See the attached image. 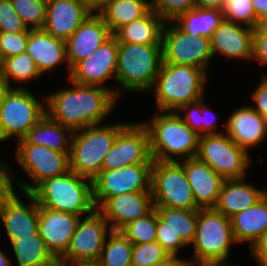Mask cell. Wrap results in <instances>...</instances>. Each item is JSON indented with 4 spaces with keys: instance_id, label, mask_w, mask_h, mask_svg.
Here are the masks:
<instances>
[{
    "instance_id": "obj_1",
    "label": "cell",
    "mask_w": 267,
    "mask_h": 266,
    "mask_svg": "<svg viewBox=\"0 0 267 266\" xmlns=\"http://www.w3.org/2000/svg\"><path fill=\"white\" fill-rule=\"evenodd\" d=\"M66 86L46 96V114L73 132L105 123L117 107L118 97L100 86L79 85L67 79Z\"/></svg>"
},
{
    "instance_id": "obj_2",
    "label": "cell",
    "mask_w": 267,
    "mask_h": 266,
    "mask_svg": "<svg viewBox=\"0 0 267 266\" xmlns=\"http://www.w3.org/2000/svg\"><path fill=\"white\" fill-rule=\"evenodd\" d=\"M151 118L141 123L148 131L154 161L181 162L196 157L200 136L182 120L176 111L156 110Z\"/></svg>"
},
{
    "instance_id": "obj_3",
    "label": "cell",
    "mask_w": 267,
    "mask_h": 266,
    "mask_svg": "<svg viewBox=\"0 0 267 266\" xmlns=\"http://www.w3.org/2000/svg\"><path fill=\"white\" fill-rule=\"evenodd\" d=\"M208 72L190 65L162 63L154 86L157 111H177L181 106L195 102L206 94Z\"/></svg>"
},
{
    "instance_id": "obj_4",
    "label": "cell",
    "mask_w": 267,
    "mask_h": 266,
    "mask_svg": "<svg viewBox=\"0 0 267 266\" xmlns=\"http://www.w3.org/2000/svg\"><path fill=\"white\" fill-rule=\"evenodd\" d=\"M162 63L161 44L118 42L116 80L119 84L114 87L115 95L121 98L122 92L149 93Z\"/></svg>"
},
{
    "instance_id": "obj_5",
    "label": "cell",
    "mask_w": 267,
    "mask_h": 266,
    "mask_svg": "<svg viewBox=\"0 0 267 266\" xmlns=\"http://www.w3.org/2000/svg\"><path fill=\"white\" fill-rule=\"evenodd\" d=\"M30 193L38 205L55 211L84 217L96 209L92 180L71 170L61 176L44 179Z\"/></svg>"
},
{
    "instance_id": "obj_6",
    "label": "cell",
    "mask_w": 267,
    "mask_h": 266,
    "mask_svg": "<svg viewBox=\"0 0 267 266\" xmlns=\"http://www.w3.org/2000/svg\"><path fill=\"white\" fill-rule=\"evenodd\" d=\"M129 122L98 124L73 132L70 147V170L93 180L102 170L103 160L118 133Z\"/></svg>"
},
{
    "instance_id": "obj_7",
    "label": "cell",
    "mask_w": 267,
    "mask_h": 266,
    "mask_svg": "<svg viewBox=\"0 0 267 266\" xmlns=\"http://www.w3.org/2000/svg\"><path fill=\"white\" fill-rule=\"evenodd\" d=\"M193 245L194 256L188 258L197 263H225L231 256V246L238 245L232 232L231 218L214 208L199 209Z\"/></svg>"
},
{
    "instance_id": "obj_8",
    "label": "cell",
    "mask_w": 267,
    "mask_h": 266,
    "mask_svg": "<svg viewBox=\"0 0 267 266\" xmlns=\"http://www.w3.org/2000/svg\"><path fill=\"white\" fill-rule=\"evenodd\" d=\"M19 168L25 172L32 183L23 182L15 170L8 164V179L10 188H17L20 192H31L44 179L61 176L70 171L69 155L42 145L17 144L14 149Z\"/></svg>"
},
{
    "instance_id": "obj_9",
    "label": "cell",
    "mask_w": 267,
    "mask_h": 266,
    "mask_svg": "<svg viewBox=\"0 0 267 266\" xmlns=\"http://www.w3.org/2000/svg\"><path fill=\"white\" fill-rule=\"evenodd\" d=\"M38 98L27 87H12L0 106L2 143L22 139L46 115V96Z\"/></svg>"
},
{
    "instance_id": "obj_10",
    "label": "cell",
    "mask_w": 267,
    "mask_h": 266,
    "mask_svg": "<svg viewBox=\"0 0 267 266\" xmlns=\"http://www.w3.org/2000/svg\"><path fill=\"white\" fill-rule=\"evenodd\" d=\"M250 155L225 132L199 137L196 158L225 180L247 177V171L253 163Z\"/></svg>"
},
{
    "instance_id": "obj_11",
    "label": "cell",
    "mask_w": 267,
    "mask_h": 266,
    "mask_svg": "<svg viewBox=\"0 0 267 266\" xmlns=\"http://www.w3.org/2000/svg\"><path fill=\"white\" fill-rule=\"evenodd\" d=\"M151 194L154 207L199 210L179 162L153 161L151 168Z\"/></svg>"
},
{
    "instance_id": "obj_12",
    "label": "cell",
    "mask_w": 267,
    "mask_h": 266,
    "mask_svg": "<svg viewBox=\"0 0 267 266\" xmlns=\"http://www.w3.org/2000/svg\"><path fill=\"white\" fill-rule=\"evenodd\" d=\"M162 56L167 64L190 65L205 69L213 60L210 38L193 37L182 31L173 21L165 22L162 32Z\"/></svg>"
},
{
    "instance_id": "obj_13",
    "label": "cell",
    "mask_w": 267,
    "mask_h": 266,
    "mask_svg": "<svg viewBox=\"0 0 267 266\" xmlns=\"http://www.w3.org/2000/svg\"><path fill=\"white\" fill-rule=\"evenodd\" d=\"M153 163H139L113 170H101L92 180L93 202L98 209L109 197L151 191Z\"/></svg>"
},
{
    "instance_id": "obj_14",
    "label": "cell",
    "mask_w": 267,
    "mask_h": 266,
    "mask_svg": "<svg viewBox=\"0 0 267 266\" xmlns=\"http://www.w3.org/2000/svg\"><path fill=\"white\" fill-rule=\"evenodd\" d=\"M111 231L110 225L97 209L91 214L81 217L69 248L58 260V264L97 261Z\"/></svg>"
},
{
    "instance_id": "obj_15",
    "label": "cell",
    "mask_w": 267,
    "mask_h": 266,
    "mask_svg": "<svg viewBox=\"0 0 267 266\" xmlns=\"http://www.w3.org/2000/svg\"><path fill=\"white\" fill-rule=\"evenodd\" d=\"M149 135L141 122H129L117 135L112 148L103 160L102 170L153 163Z\"/></svg>"
},
{
    "instance_id": "obj_16",
    "label": "cell",
    "mask_w": 267,
    "mask_h": 266,
    "mask_svg": "<svg viewBox=\"0 0 267 266\" xmlns=\"http://www.w3.org/2000/svg\"><path fill=\"white\" fill-rule=\"evenodd\" d=\"M10 188L0 199V223L5 228L9 243L17 237H31L38 232V204L30 192H21L27 197L23 202L18 190Z\"/></svg>"
},
{
    "instance_id": "obj_17",
    "label": "cell",
    "mask_w": 267,
    "mask_h": 266,
    "mask_svg": "<svg viewBox=\"0 0 267 266\" xmlns=\"http://www.w3.org/2000/svg\"><path fill=\"white\" fill-rule=\"evenodd\" d=\"M117 57L118 40L112 35L90 57L71 69L69 80L79 85L100 86L115 94V88L107 86V82L113 78L116 80Z\"/></svg>"
},
{
    "instance_id": "obj_18",
    "label": "cell",
    "mask_w": 267,
    "mask_h": 266,
    "mask_svg": "<svg viewBox=\"0 0 267 266\" xmlns=\"http://www.w3.org/2000/svg\"><path fill=\"white\" fill-rule=\"evenodd\" d=\"M80 216L38 205V233L47 250L58 261L67 251Z\"/></svg>"
},
{
    "instance_id": "obj_19",
    "label": "cell",
    "mask_w": 267,
    "mask_h": 266,
    "mask_svg": "<svg viewBox=\"0 0 267 266\" xmlns=\"http://www.w3.org/2000/svg\"><path fill=\"white\" fill-rule=\"evenodd\" d=\"M222 125L225 132L237 145L248 154L267 138V121L250 105H243L234 110Z\"/></svg>"
},
{
    "instance_id": "obj_20",
    "label": "cell",
    "mask_w": 267,
    "mask_h": 266,
    "mask_svg": "<svg viewBox=\"0 0 267 266\" xmlns=\"http://www.w3.org/2000/svg\"><path fill=\"white\" fill-rule=\"evenodd\" d=\"M154 209L151 191L132 192L109 197L97 210L112 230L144 217Z\"/></svg>"
},
{
    "instance_id": "obj_21",
    "label": "cell",
    "mask_w": 267,
    "mask_h": 266,
    "mask_svg": "<svg viewBox=\"0 0 267 266\" xmlns=\"http://www.w3.org/2000/svg\"><path fill=\"white\" fill-rule=\"evenodd\" d=\"M113 34L99 14H90L66 42V59L70 70L91 54Z\"/></svg>"
},
{
    "instance_id": "obj_22",
    "label": "cell",
    "mask_w": 267,
    "mask_h": 266,
    "mask_svg": "<svg viewBox=\"0 0 267 266\" xmlns=\"http://www.w3.org/2000/svg\"><path fill=\"white\" fill-rule=\"evenodd\" d=\"M253 32L254 28L223 20L210 38L213 59L220 54L231 60H251Z\"/></svg>"
},
{
    "instance_id": "obj_23",
    "label": "cell",
    "mask_w": 267,
    "mask_h": 266,
    "mask_svg": "<svg viewBox=\"0 0 267 266\" xmlns=\"http://www.w3.org/2000/svg\"><path fill=\"white\" fill-rule=\"evenodd\" d=\"M26 52L35 61L42 76L47 72H53L62 64L67 68L66 79H69L71 70L66 59L65 40L52 36L44 29H29Z\"/></svg>"
},
{
    "instance_id": "obj_24",
    "label": "cell",
    "mask_w": 267,
    "mask_h": 266,
    "mask_svg": "<svg viewBox=\"0 0 267 266\" xmlns=\"http://www.w3.org/2000/svg\"><path fill=\"white\" fill-rule=\"evenodd\" d=\"M179 163L184 167L198 207L200 209L214 208L225 179L196 157Z\"/></svg>"
},
{
    "instance_id": "obj_25",
    "label": "cell",
    "mask_w": 267,
    "mask_h": 266,
    "mask_svg": "<svg viewBox=\"0 0 267 266\" xmlns=\"http://www.w3.org/2000/svg\"><path fill=\"white\" fill-rule=\"evenodd\" d=\"M90 14L79 0H47L43 29L66 41Z\"/></svg>"
},
{
    "instance_id": "obj_26",
    "label": "cell",
    "mask_w": 267,
    "mask_h": 266,
    "mask_svg": "<svg viewBox=\"0 0 267 266\" xmlns=\"http://www.w3.org/2000/svg\"><path fill=\"white\" fill-rule=\"evenodd\" d=\"M247 177L226 179L214 209L231 218L235 214L253 206L266 193L267 188L260 189L246 182Z\"/></svg>"
},
{
    "instance_id": "obj_27",
    "label": "cell",
    "mask_w": 267,
    "mask_h": 266,
    "mask_svg": "<svg viewBox=\"0 0 267 266\" xmlns=\"http://www.w3.org/2000/svg\"><path fill=\"white\" fill-rule=\"evenodd\" d=\"M232 232L237 244L254 243L267 230V193L253 206L231 217Z\"/></svg>"
},
{
    "instance_id": "obj_28",
    "label": "cell",
    "mask_w": 267,
    "mask_h": 266,
    "mask_svg": "<svg viewBox=\"0 0 267 266\" xmlns=\"http://www.w3.org/2000/svg\"><path fill=\"white\" fill-rule=\"evenodd\" d=\"M73 131L52 120L47 114L16 144L42 145L52 150L70 154Z\"/></svg>"
},
{
    "instance_id": "obj_29",
    "label": "cell",
    "mask_w": 267,
    "mask_h": 266,
    "mask_svg": "<svg viewBox=\"0 0 267 266\" xmlns=\"http://www.w3.org/2000/svg\"><path fill=\"white\" fill-rule=\"evenodd\" d=\"M165 20L152 10L118 29L113 35L121 43L161 44Z\"/></svg>"
},
{
    "instance_id": "obj_30",
    "label": "cell",
    "mask_w": 267,
    "mask_h": 266,
    "mask_svg": "<svg viewBox=\"0 0 267 266\" xmlns=\"http://www.w3.org/2000/svg\"><path fill=\"white\" fill-rule=\"evenodd\" d=\"M149 10V0H110L99 15L114 34L124 25L143 17Z\"/></svg>"
},
{
    "instance_id": "obj_31",
    "label": "cell",
    "mask_w": 267,
    "mask_h": 266,
    "mask_svg": "<svg viewBox=\"0 0 267 266\" xmlns=\"http://www.w3.org/2000/svg\"><path fill=\"white\" fill-rule=\"evenodd\" d=\"M10 245L18 266H58L38 232L31 237H17Z\"/></svg>"
},
{
    "instance_id": "obj_32",
    "label": "cell",
    "mask_w": 267,
    "mask_h": 266,
    "mask_svg": "<svg viewBox=\"0 0 267 266\" xmlns=\"http://www.w3.org/2000/svg\"><path fill=\"white\" fill-rule=\"evenodd\" d=\"M224 20L222 10L194 8L178 15L173 22L184 32L193 37L211 38L213 32Z\"/></svg>"
},
{
    "instance_id": "obj_33",
    "label": "cell",
    "mask_w": 267,
    "mask_h": 266,
    "mask_svg": "<svg viewBox=\"0 0 267 266\" xmlns=\"http://www.w3.org/2000/svg\"><path fill=\"white\" fill-rule=\"evenodd\" d=\"M158 217L167 224V227L189 247L193 242L198 220V210L173 209L154 207Z\"/></svg>"
},
{
    "instance_id": "obj_34",
    "label": "cell",
    "mask_w": 267,
    "mask_h": 266,
    "mask_svg": "<svg viewBox=\"0 0 267 266\" xmlns=\"http://www.w3.org/2000/svg\"><path fill=\"white\" fill-rule=\"evenodd\" d=\"M0 69L4 78L12 87H26L28 82H31L32 80L36 81L37 79L42 78L35 61L28 55L26 51L21 54L3 59L0 63ZM14 82H17L18 84L24 83L26 85L23 86L24 84H17L15 86L13 84Z\"/></svg>"
},
{
    "instance_id": "obj_35",
    "label": "cell",
    "mask_w": 267,
    "mask_h": 266,
    "mask_svg": "<svg viewBox=\"0 0 267 266\" xmlns=\"http://www.w3.org/2000/svg\"><path fill=\"white\" fill-rule=\"evenodd\" d=\"M133 244L119 230H112L98 259L101 266H132Z\"/></svg>"
},
{
    "instance_id": "obj_36",
    "label": "cell",
    "mask_w": 267,
    "mask_h": 266,
    "mask_svg": "<svg viewBox=\"0 0 267 266\" xmlns=\"http://www.w3.org/2000/svg\"><path fill=\"white\" fill-rule=\"evenodd\" d=\"M157 211L154 208L150 213L137 220L131 221L119 231L132 244H143L156 241Z\"/></svg>"
},
{
    "instance_id": "obj_37",
    "label": "cell",
    "mask_w": 267,
    "mask_h": 266,
    "mask_svg": "<svg viewBox=\"0 0 267 266\" xmlns=\"http://www.w3.org/2000/svg\"><path fill=\"white\" fill-rule=\"evenodd\" d=\"M11 3L28 29H43L47 0H11Z\"/></svg>"
},
{
    "instance_id": "obj_38",
    "label": "cell",
    "mask_w": 267,
    "mask_h": 266,
    "mask_svg": "<svg viewBox=\"0 0 267 266\" xmlns=\"http://www.w3.org/2000/svg\"><path fill=\"white\" fill-rule=\"evenodd\" d=\"M221 10L224 20L254 28L257 24L251 0H223Z\"/></svg>"
},
{
    "instance_id": "obj_39",
    "label": "cell",
    "mask_w": 267,
    "mask_h": 266,
    "mask_svg": "<svg viewBox=\"0 0 267 266\" xmlns=\"http://www.w3.org/2000/svg\"><path fill=\"white\" fill-rule=\"evenodd\" d=\"M171 255L154 241L143 244H133L132 266H154L169 258Z\"/></svg>"
},
{
    "instance_id": "obj_40",
    "label": "cell",
    "mask_w": 267,
    "mask_h": 266,
    "mask_svg": "<svg viewBox=\"0 0 267 266\" xmlns=\"http://www.w3.org/2000/svg\"><path fill=\"white\" fill-rule=\"evenodd\" d=\"M150 10L166 22L173 21L178 15L195 8L194 0H149Z\"/></svg>"
},
{
    "instance_id": "obj_41",
    "label": "cell",
    "mask_w": 267,
    "mask_h": 266,
    "mask_svg": "<svg viewBox=\"0 0 267 266\" xmlns=\"http://www.w3.org/2000/svg\"><path fill=\"white\" fill-rule=\"evenodd\" d=\"M29 31L0 33L1 61L26 51Z\"/></svg>"
},
{
    "instance_id": "obj_42",
    "label": "cell",
    "mask_w": 267,
    "mask_h": 266,
    "mask_svg": "<svg viewBox=\"0 0 267 266\" xmlns=\"http://www.w3.org/2000/svg\"><path fill=\"white\" fill-rule=\"evenodd\" d=\"M156 242H158L162 248L168 252L171 256H179V252L187 248L188 246L180 239L179 235H175L167 224L162 221L157 214V226H156Z\"/></svg>"
},
{
    "instance_id": "obj_43",
    "label": "cell",
    "mask_w": 267,
    "mask_h": 266,
    "mask_svg": "<svg viewBox=\"0 0 267 266\" xmlns=\"http://www.w3.org/2000/svg\"><path fill=\"white\" fill-rule=\"evenodd\" d=\"M29 31L16 13L11 0H0V33Z\"/></svg>"
},
{
    "instance_id": "obj_44",
    "label": "cell",
    "mask_w": 267,
    "mask_h": 266,
    "mask_svg": "<svg viewBox=\"0 0 267 266\" xmlns=\"http://www.w3.org/2000/svg\"><path fill=\"white\" fill-rule=\"evenodd\" d=\"M177 114L199 136H201V99L181 106Z\"/></svg>"
},
{
    "instance_id": "obj_45",
    "label": "cell",
    "mask_w": 267,
    "mask_h": 266,
    "mask_svg": "<svg viewBox=\"0 0 267 266\" xmlns=\"http://www.w3.org/2000/svg\"><path fill=\"white\" fill-rule=\"evenodd\" d=\"M258 85L255 86L250 94L251 101L254 102L250 106L258 112L262 117L267 119V75L260 76Z\"/></svg>"
},
{
    "instance_id": "obj_46",
    "label": "cell",
    "mask_w": 267,
    "mask_h": 266,
    "mask_svg": "<svg viewBox=\"0 0 267 266\" xmlns=\"http://www.w3.org/2000/svg\"><path fill=\"white\" fill-rule=\"evenodd\" d=\"M205 98L206 96L201 98V135L222 133L221 130H217V113L215 114L211 106L207 105Z\"/></svg>"
},
{
    "instance_id": "obj_47",
    "label": "cell",
    "mask_w": 267,
    "mask_h": 266,
    "mask_svg": "<svg viewBox=\"0 0 267 266\" xmlns=\"http://www.w3.org/2000/svg\"><path fill=\"white\" fill-rule=\"evenodd\" d=\"M250 254L258 266H267V230L250 248Z\"/></svg>"
},
{
    "instance_id": "obj_48",
    "label": "cell",
    "mask_w": 267,
    "mask_h": 266,
    "mask_svg": "<svg viewBox=\"0 0 267 266\" xmlns=\"http://www.w3.org/2000/svg\"><path fill=\"white\" fill-rule=\"evenodd\" d=\"M252 60L267 67V37H253Z\"/></svg>"
},
{
    "instance_id": "obj_49",
    "label": "cell",
    "mask_w": 267,
    "mask_h": 266,
    "mask_svg": "<svg viewBox=\"0 0 267 266\" xmlns=\"http://www.w3.org/2000/svg\"><path fill=\"white\" fill-rule=\"evenodd\" d=\"M8 164L9 162L6 159L0 160V199L10 189Z\"/></svg>"
},
{
    "instance_id": "obj_50",
    "label": "cell",
    "mask_w": 267,
    "mask_h": 266,
    "mask_svg": "<svg viewBox=\"0 0 267 266\" xmlns=\"http://www.w3.org/2000/svg\"><path fill=\"white\" fill-rule=\"evenodd\" d=\"M83 6L92 14L99 12L107 5L110 0H79Z\"/></svg>"
},
{
    "instance_id": "obj_51",
    "label": "cell",
    "mask_w": 267,
    "mask_h": 266,
    "mask_svg": "<svg viewBox=\"0 0 267 266\" xmlns=\"http://www.w3.org/2000/svg\"><path fill=\"white\" fill-rule=\"evenodd\" d=\"M223 0H194L195 8L221 10Z\"/></svg>"
},
{
    "instance_id": "obj_52",
    "label": "cell",
    "mask_w": 267,
    "mask_h": 266,
    "mask_svg": "<svg viewBox=\"0 0 267 266\" xmlns=\"http://www.w3.org/2000/svg\"><path fill=\"white\" fill-rule=\"evenodd\" d=\"M257 20L267 16V0H251Z\"/></svg>"
},
{
    "instance_id": "obj_53",
    "label": "cell",
    "mask_w": 267,
    "mask_h": 266,
    "mask_svg": "<svg viewBox=\"0 0 267 266\" xmlns=\"http://www.w3.org/2000/svg\"><path fill=\"white\" fill-rule=\"evenodd\" d=\"M188 259L187 258H181L178 256H170L165 261L161 263H157L154 266H187Z\"/></svg>"
},
{
    "instance_id": "obj_54",
    "label": "cell",
    "mask_w": 267,
    "mask_h": 266,
    "mask_svg": "<svg viewBox=\"0 0 267 266\" xmlns=\"http://www.w3.org/2000/svg\"><path fill=\"white\" fill-rule=\"evenodd\" d=\"M253 37H267V16L257 20Z\"/></svg>"
},
{
    "instance_id": "obj_55",
    "label": "cell",
    "mask_w": 267,
    "mask_h": 266,
    "mask_svg": "<svg viewBox=\"0 0 267 266\" xmlns=\"http://www.w3.org/2000/svg\"><path fill=\"white\" fill-rule=\"evenodd\" d=\"M11 89L12 86L6 81L0 69V106Z\"/></svg>"
},
{
    "instance_id": "obj_56",
    "label": "cell",
    "mask_w": 267,
    "mask_h": 266,
    "mask_svg": "<svg viewBox=\"0 0 267 266\" xmlns=\"http://www.w3.org/2000/svg\"><path fill=\"white\" fill-rule=\"evenodd\" d=\"M58 266H101L99 261H80L68 264H58Z\"/></svg>"
},
{
    "instance_id": "obj_57",
    "label": "cell",
    "mask_w": 267,
    "mask_h": 266,
    "mask_svg": "<svg viewBox=\"0 0 267 266\" xmlns=\"http://www.w3.org/2000/svg\"><path fill=\"white\" fill-rule=\"evenodd\" d=\"M11 261L12 260L7 256L6 252L0 250V266H13Z\"/></svg>"
},
{
    "instance_id": "obj_58",
    "label": "cell",
    "mask_w": 267,
    "mask_h": 266,
    "mask_svg": "<svg viewBox=\"0 0 267 266\" xmlns=\"http://www.w3.org/2000/svg\"><path fill=\"white\" fill-rule=\"evenodd\" d=\"M187 266H235V265L225 264V263H197L188 261Z\"/></svg>"
}]
</instances>
